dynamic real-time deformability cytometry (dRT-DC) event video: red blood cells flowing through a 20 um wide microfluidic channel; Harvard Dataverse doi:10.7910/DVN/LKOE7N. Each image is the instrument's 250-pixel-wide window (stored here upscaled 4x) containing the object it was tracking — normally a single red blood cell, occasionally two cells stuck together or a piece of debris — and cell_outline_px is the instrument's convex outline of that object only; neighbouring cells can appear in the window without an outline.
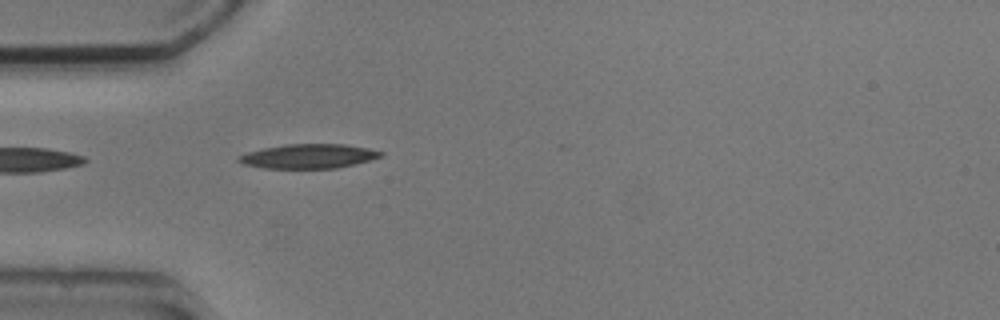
{"species": "common noctule bat (a hibernating species)", "species_latin": "Nyctalus noctula", "temperature_condition": "cold", "stored_images_in_passage": 3, "camera_frame_rate_fps": 3000, "um_per_image_px": 0.085, "animal": {"sex": "male", "body_mass_g": 20.5, "forearm_length_mm": 52.5}, "frame": {"image": 1, "passage_image": 3, "time_ms": 3.333, "image_size_px": [1000, 320], "cell_outline_px": [[384, 156], [372, 160], [336, 168], [264, 168], [244, 164], [236, 160], [236, 156], [248, 152], [264, 148], [284, 144], [344, 144], [368, 148], [384, 152]], "centroid_in_image_um": [26.25, 13.27], "position_along_channel_um": 58.8, "area_um2": 20.23}}